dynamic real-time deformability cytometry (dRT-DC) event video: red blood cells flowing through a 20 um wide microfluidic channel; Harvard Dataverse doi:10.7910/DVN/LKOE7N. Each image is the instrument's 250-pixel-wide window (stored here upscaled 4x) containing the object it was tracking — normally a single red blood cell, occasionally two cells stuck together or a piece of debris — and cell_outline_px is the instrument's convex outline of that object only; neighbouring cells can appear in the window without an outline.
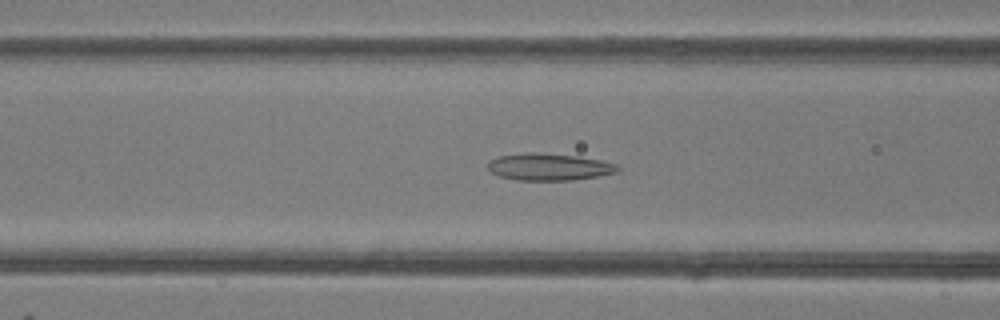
{"species": "common noctule bat (a hibernating species)", "species_latin": "Nyctalus noctula", "temperature_condition": "room temperature", "stored_images_in_passage": 49, "camera_frame_rate_fps": 3000, "um_per_image_px": 0.085, "animal": {"sex": "female"}, "frame": {"image": 1, "passage_image": 20, "time_ms": 6.333, "image_size_px": [1000, 320], "cell_outline_px": [[620, 168], [616, 172], [596, 176], [572, 180], [516, 180], [500, 176], [492, 172], [488, 168], [488, 160], [500, 156], [528, 152], [580, 156], [600, 160], [616, 164]], "centroid_in_image_um": [46.65, 14.18], "position_along_channel_um": 119.9, "area_um2": 20.23}}
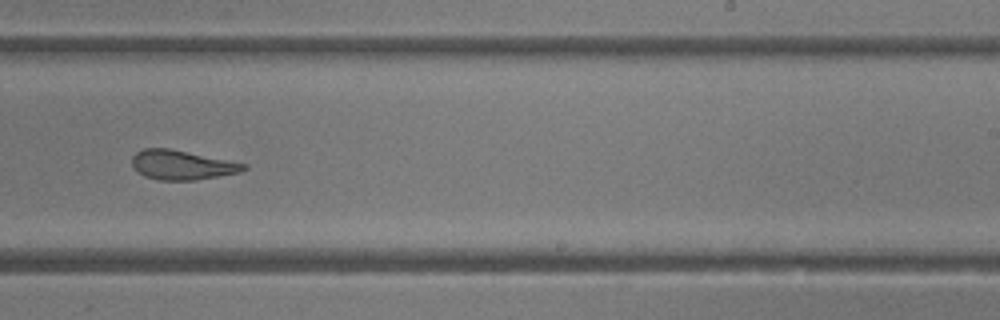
{"frame": {"image": 2, "passage_image": 31, "time_ms": 10.0, "image_size_px": [1000, 320], "cell_outline_px": [[248, 168], [240, 172], [196, 180], [160, 180], [144, 176], [132, 168], [132, 156], [136, 152], [144, 148], [168, 148], [244, 164]], "centroid_in_image_um": [15.39, 14.03], "position_along_channel_um": 273.6, "area_um2": 18.84}}
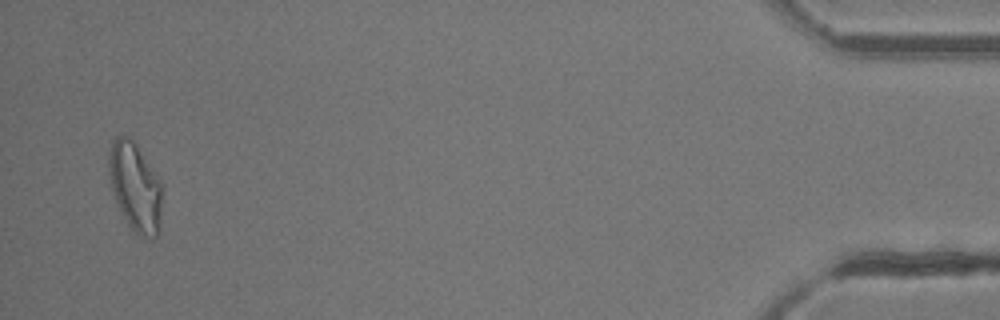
{"frame": {"image": 3, "passage_image": 48, "time_ms": 15.667, "image_size_px": [1000, 320], "cell_outline_px": [[164, 184], [160, 232], [156, 236], [140, 236], [128, 228], [120, 212], [112, 188], [108, 172], [108, 156], [112, 140], [116, 136], [124, 136], [132, 140], [136, 144]], "centroid_in_image_um": [11.53, 15.92], "position_along_channel_um": 423.7, "area_um2": 28.26}, "authors_computed_cell_mechanics": {"area_um2": 22.0218, "velocity_mm_per_s": 4.1886, "shape_relaxation_time_tau1_ms": 5.5749, "shape_relaxation_time_tau2_ms": 2.068, "deformation_change_tau1": 0.173, "deformation_change_tau2": 0.1192}}